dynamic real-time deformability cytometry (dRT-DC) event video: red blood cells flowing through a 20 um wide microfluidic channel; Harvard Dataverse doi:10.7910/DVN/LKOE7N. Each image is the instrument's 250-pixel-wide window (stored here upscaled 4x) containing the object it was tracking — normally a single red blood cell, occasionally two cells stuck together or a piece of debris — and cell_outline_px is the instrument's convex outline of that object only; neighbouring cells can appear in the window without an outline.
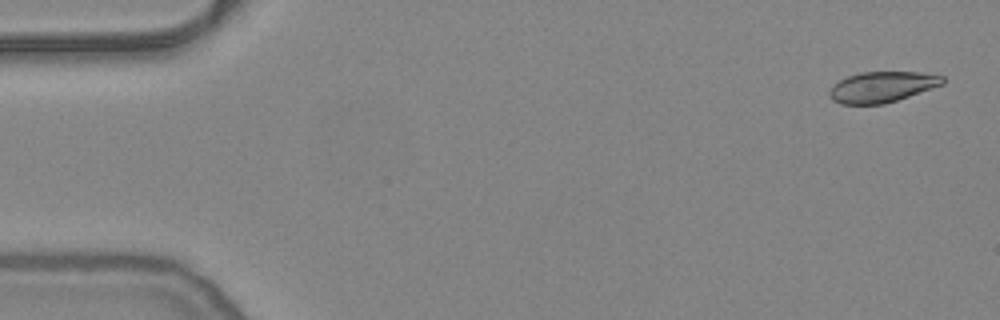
{"species": "common noctule bat (a hibernating species)", "species_latin": "Nyctalus noctula", "temperature_condition": "warm", "stored_images_in_passage": 51, "camera_frame_rate_fps": 3000, "um_per_image_px": 0.085, "animal": {"sex": "female", "body_mass_g": 24.6, "forearm_length_mm": 56.2}, "frame": {"image": 1, "passage_image": 2, "time_ms": 0.333, "image_size_px": [1000, 320], "cell_outline_px": [[944, 84], [884, 104], [840, 104], [832, 100], [828, 92], [832, 84], [848, 76], [860, 72], [920, 72], [944, 76]], "centroid_in_image_um": [74.94, 7.38], "position_along_channel_um": 10.1, "area_um2": 20.23}}
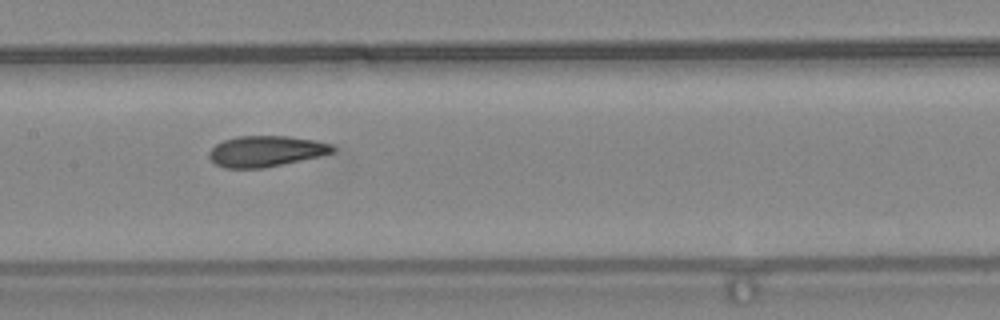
{"frame": {"image": 2, "passage_image": 26, "time_ms": 8.333, "image_size_px": [1000, 320], "cell_outline_px": [[336, 152], [320, 156], [284, 164], [264, 168], [224, 168], [216, 164], [208, 156], [208, 152], [216, 144], [224, 140], [236, 136], [288, 136], [316, 140], [332, 144], [336, 148]], "centroid_in_image_um": [22.63, 12.85], "position_along_channel_um": 184.8, "area_um2": 22.43}}
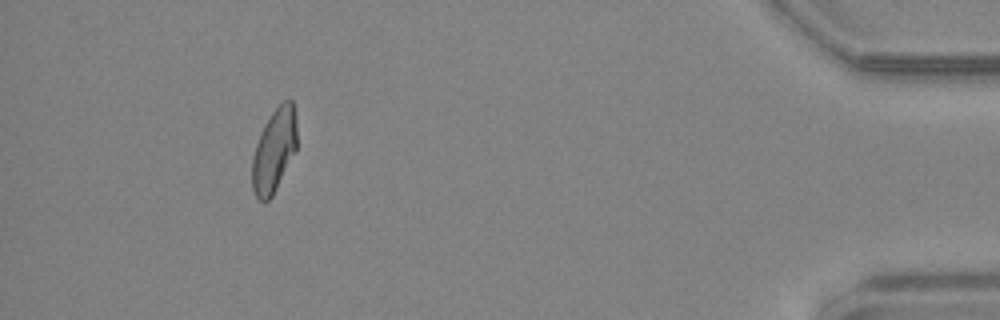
{"frame": {"image": 3, "passage_image": 49, "time_ms": 16.0, "image_size_px": [1000, 320], "cell_outline_px": [[296, 152], [272, 196], [264, 204], [256, 196], [252, 188], [252, 156], [260, 132], [264, 124], [272, 112], [284, 100], [292, 100], [296, 120]], "centroid_in_image_um": [23.29, 12.81], "position_along_channel_um": 411.9, "area_um2": 21.85}}